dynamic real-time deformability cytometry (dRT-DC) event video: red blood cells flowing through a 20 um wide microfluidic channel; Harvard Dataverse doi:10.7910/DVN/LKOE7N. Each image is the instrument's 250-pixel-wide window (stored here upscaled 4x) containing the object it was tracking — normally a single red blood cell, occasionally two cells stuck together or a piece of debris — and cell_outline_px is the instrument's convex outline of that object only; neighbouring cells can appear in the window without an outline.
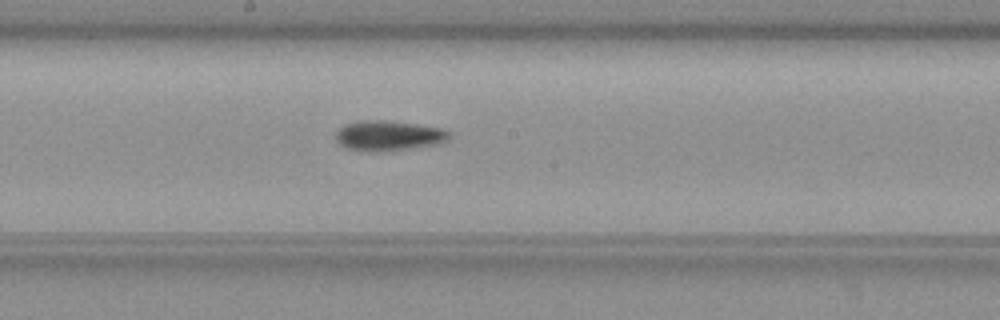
{"species": "common noctule bat (a hibernating species)", "species_latin": "Nyctalus noctula", "temperature_condition": "warm", "stored_images_in_passage": 32, "camera_frame_rate_fps": 3000, "um_per_image_px": 0.085, "animal": {"sex": "female", "body_mass_g": 19.3, "forearm_length_mm": 54.1}, "frame": {"image": 1, "passage_image": 14, "time_ms": 4.333, "image_size_px": [1000, 320], "cell_outline_px": [[448, 140], [440, 144], [380, 152], [376, 152], [348, 148], [340, 144], [336, 140], [336, 132], [344, 124], [360, 120], [384, 120], [416, 124], [440, 128], [448, 132]], "centroid_in_image_um": [33.0, 11.53], "position_along_channel_um": 215.2, "area_um2": 19.77}, "authors_computed_cell_mechanics": {"area_um2": 18.207, "velocity_mm_per_s": 3.7845, "shape_relaxation_time_tau1_ms": 8.7448, "shape_relaxation_time_tau2_ms": null, "deformation_change_tau1": 0.2262, "deformation_change_tau2": null}}